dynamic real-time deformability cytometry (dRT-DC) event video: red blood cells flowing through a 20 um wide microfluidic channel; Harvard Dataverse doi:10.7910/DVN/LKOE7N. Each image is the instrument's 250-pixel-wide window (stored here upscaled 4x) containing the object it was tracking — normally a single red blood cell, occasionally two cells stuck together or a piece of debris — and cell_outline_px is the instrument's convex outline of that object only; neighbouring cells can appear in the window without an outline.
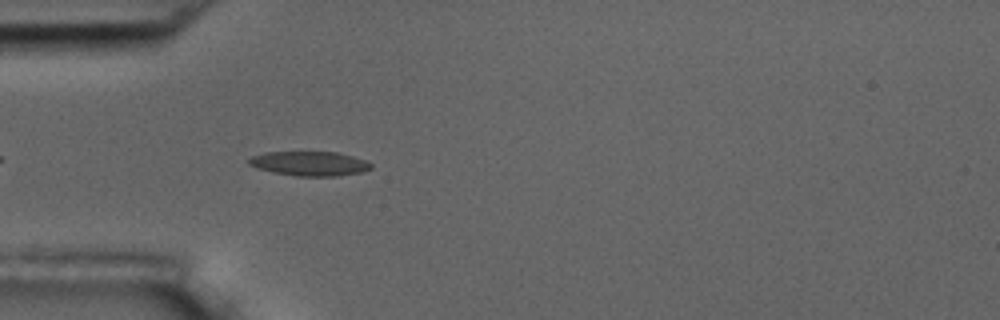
{"species": "common noctule bat (a hibernating species)", "species_latin": "Nyctalus noctula", "temperature_condition": "room temperature", "stored_images_in_passage": 5, "camera_frame_rate_fps": 3000, "um_per_image_px": 0.085, "animal": {"sex": "male", "body_mass_g": 17.5, "forearm_length_mm": 52.3}, "frame": {"image": 1, "passage_image": 5, "time_ms": 5.333, "image_size_px": [1000, 320], "cell_outline_px": [[372, 168], [364, 172], [336, 176], [296, 176], [272, 172], [256, 168], [248, 164], [248, 160], [252, 156], [264, 152], [336, 152], [352, 156], [364, 160], [372, 164]], "centroid_in_image_um": [26.3, 13.91], "position_along_channel_um": 58.7, "area_um2": 17.46}}